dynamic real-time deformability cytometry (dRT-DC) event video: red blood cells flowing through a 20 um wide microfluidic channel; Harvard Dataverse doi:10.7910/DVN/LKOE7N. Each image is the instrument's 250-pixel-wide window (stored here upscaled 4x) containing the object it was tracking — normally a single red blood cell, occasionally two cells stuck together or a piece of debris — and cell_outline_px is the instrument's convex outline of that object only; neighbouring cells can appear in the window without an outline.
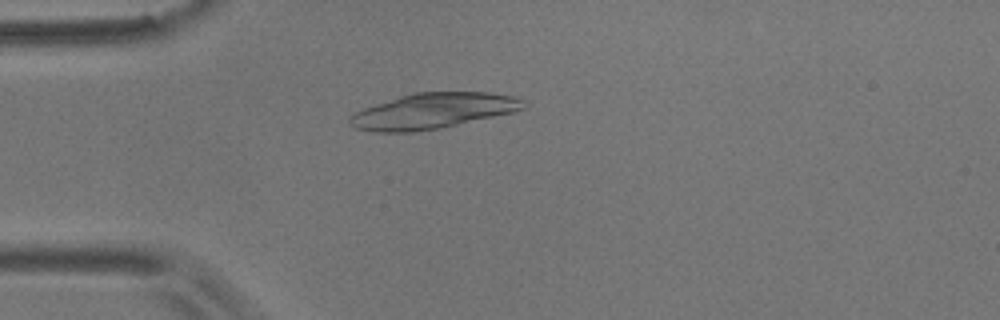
{"species": "common noctule bat (a hibernating species)", "species_latin": "Nyctalus noctula", "temperature_condition": "room temperature", "stored_images_in_passage": 4, "camera_frame_rate_fps": 3000, "um_per_image_px": 0.085, "animal": {"sex": "male", "body_mass_g": 17.9}, "frame": {"image": 1, "passage_image": 4, "time_ms": 3.333, "image_size_px": [1000, 320], "cell_outline_px": [[528, 104], [524, 108], [512, 112], [440, 128], [412, 132], [376, 132], [356, 128], [348, 120], [348, 116], [364, 108], [412, 92], [488, 92], [512, 96], [524, 100]], "centroid_in_image_um": [36.8, 9.42], "position_along_channel_um": 48.2, "area_um2": 35.72}}